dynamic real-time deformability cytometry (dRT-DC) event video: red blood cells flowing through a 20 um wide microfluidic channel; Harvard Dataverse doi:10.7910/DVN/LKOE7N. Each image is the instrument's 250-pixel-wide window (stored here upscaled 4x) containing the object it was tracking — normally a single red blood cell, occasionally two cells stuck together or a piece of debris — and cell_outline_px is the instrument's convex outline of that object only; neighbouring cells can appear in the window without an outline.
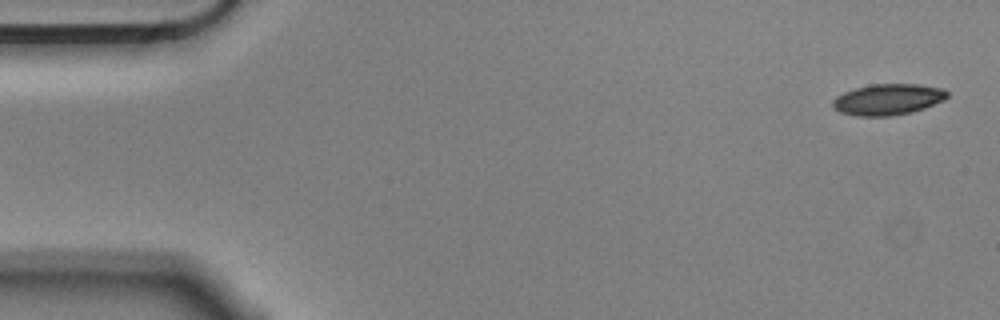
{"species": "Egyptian fruit bat (a non-hibernating species)", "species_latin": "Rousettus aegyptiacus", "temperature_condition": "cold", "stored_images_in_passage": 5, "camera_frame_rate_fps": 3000, "um_per_image_px": 0.085, "animal": {"sex": "male"}, "frame": {"image": 1, "passage_image": 1, "time_ms": 0.0, "image_size_px": [1000, 320], "cell_outline_px": [[948, 96], [944, 100], [924, 108], [912, 112], [892, 116], [856, 116], [840, 112], [832, 108], [832, 100], [836, 96], [844, 92], [856, 88], [872, 84], [920, 84], [944, 88], [948, 92]], "centroid_in_image_um": [75.47, 8.45], "position_along_channel_um": 9.5, "area_um2": 20.92}}
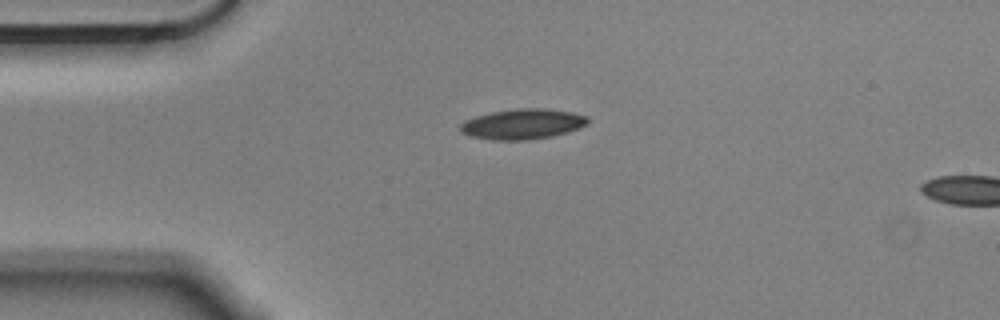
{"frame": {"image": 2, "passage_image": 4, "time_ms": 1.0, "image_size_px": [1000, 320], "cell_outline_px": [[588, 124], [580, 128], [568, 132], [552, 136], [524, 140], [496, 140], [472, 136], [460, 132], [460, 124], [464, 120], [476, 116], [492, 112], [516, 108], [544, 108], [572, 112], [588, 116]], "centroid_in_image_um": [44.44, 10.53], "position_along_channel_um": 40.6, "area_um2": 22.54}}